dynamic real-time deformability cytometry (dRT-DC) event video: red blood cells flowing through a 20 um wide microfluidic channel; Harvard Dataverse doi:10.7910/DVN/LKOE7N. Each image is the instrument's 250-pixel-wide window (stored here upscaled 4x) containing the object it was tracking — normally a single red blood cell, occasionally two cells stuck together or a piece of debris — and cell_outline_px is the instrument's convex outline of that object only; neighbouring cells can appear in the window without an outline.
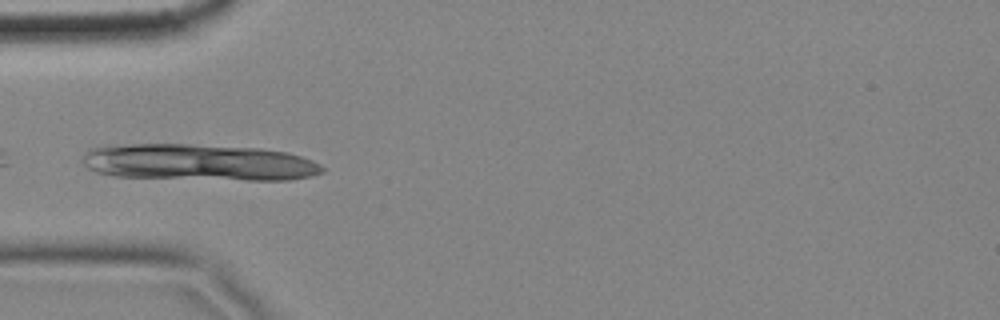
{"species": "common noctule bat (a hibernating species)", "species_latin": "Nyctalus noctula", "temperature_condition": "cold", "stored_images_in_passage": 8, "camera_frame_rate_fps": 3000, "um_per_image_px": 0.085, "animal": {"sex": "female", "body_mass_g": 18.4}, "frame": {"image": 1, "passage_image": 3, "time_ms": 0.667, "image_size_px": [1000, 320], "cell_outline_px": [[324, 172], [312, 176], [288, 180], [244, 180], [112, 176], [96, 172], [88, 168], [80, 160], [84, 152], [92, 148], [108, 144], [188, 144], [260, 148], [288, 152], [312, 160], [320, 164], [324, 168]], "centroid_in_image_um": [16.86, 13.79], "position_along_channel_um": 68.1, "area_um2": 51.56}}